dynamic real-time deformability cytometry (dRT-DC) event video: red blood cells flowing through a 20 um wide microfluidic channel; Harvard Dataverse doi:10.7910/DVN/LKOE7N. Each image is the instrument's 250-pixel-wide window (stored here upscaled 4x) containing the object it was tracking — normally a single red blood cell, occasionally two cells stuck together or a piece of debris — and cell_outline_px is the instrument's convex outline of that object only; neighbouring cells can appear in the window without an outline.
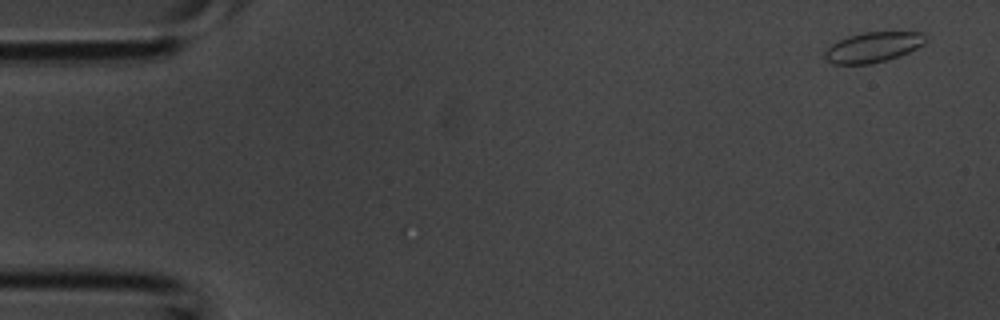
{"species": "common noctule bat (a hibernating species)", "species_latin": "Nyctalus noctula", "temperature_condition": "room temperature", "stored_images_in_passage": 3, "camera_frame_rate_fps": 3000, "um_per_image_px": 0.085, "animal": {"sex": "male", "body_mass_g": 20.1, "forearm_length_mm": 53.5}, "frame": {"image": 1, "passage_image": 1, "time_ms": 0.0, "image_size_px": [1000, 320], "cell_outline_px": [[928, 40], [924, 44], [908, 52], [884, 60], [868, 64], [832, 64], [824, 56], [824, 52], [832, 44], [848, 36], [864, 32], [920, 32]], "centroid_in_image_um": [74.2, 4.0], "position_along_channel_um": 10.8, "area_um2": 17.4}}